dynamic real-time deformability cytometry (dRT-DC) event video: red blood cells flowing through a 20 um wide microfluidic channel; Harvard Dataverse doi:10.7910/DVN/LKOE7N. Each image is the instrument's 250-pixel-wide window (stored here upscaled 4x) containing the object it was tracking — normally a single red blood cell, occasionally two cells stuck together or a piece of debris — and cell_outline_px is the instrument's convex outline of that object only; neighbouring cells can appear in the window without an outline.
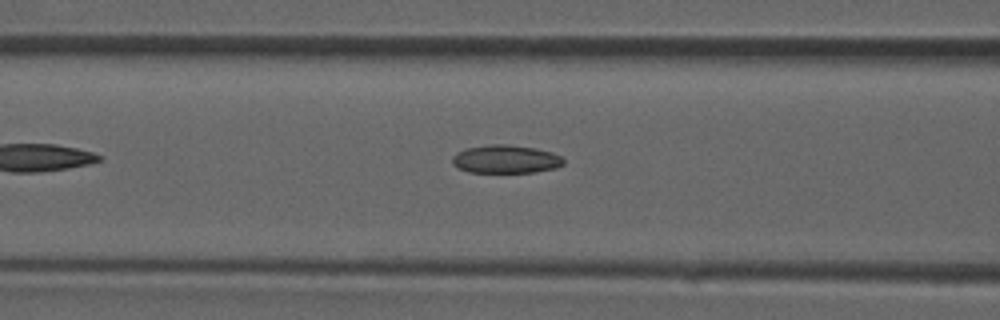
{"species": "common noctule bat (a hibernating species)", "species_latin": "Nyctalus noctula", "temperature_condition": "room temperature", "stored_images_in_passage": 25, "camera_frame_rate_fps": 3000, "um_per_image_px": 0.085, "animal": {"sex": "male", "forearm_length_mm": 52.5}, "frame": {"image": 1, "passage_image": 8, "time_ms": 2.333, "image_size_px": [1000, 320], "cell_outline_px": [[564, 164], [556, 168], [536, 172], [468, 172], [456, 168], [452, 164], [452, 156], [456, 152], [464, 148], [488, 144], [508, 144], [536, 148], [552, 152], [560, 156], [564, 160]], "centroid_in_image_um": [42.95, 13.52], "position_along_channel_um": 123.7, "area_um2": 18.61}}
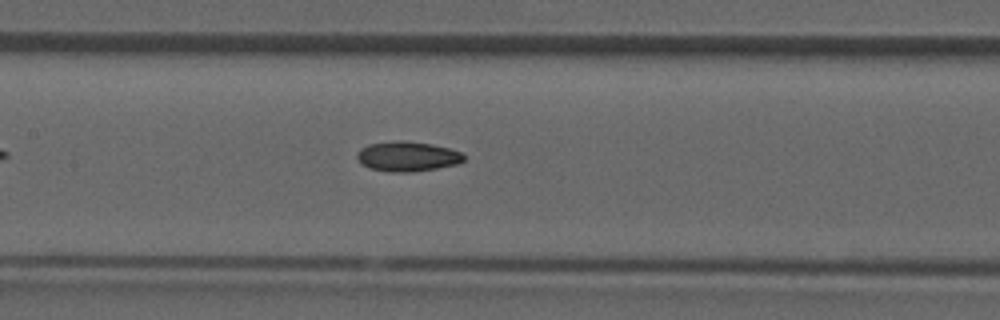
{"frame": {"image": 2, "passage_image": 11, "time_ms": 3.333, "image_size_px": [1000, 320], "cell_outline_px": [[464, 160], [460, 164], [412, 172], [388, 172], [372, 168], [364, 164], [356, 156], [356, 152], [360, 148], [368, 144], [396, 140], [404, 140], [432, 144], [448, 148], [460, 152], [464, 156]], "centroid_in_image_um": [34.64, 13.28], "position_along_channel_um": 172.8, "area_um2": 18.61}}